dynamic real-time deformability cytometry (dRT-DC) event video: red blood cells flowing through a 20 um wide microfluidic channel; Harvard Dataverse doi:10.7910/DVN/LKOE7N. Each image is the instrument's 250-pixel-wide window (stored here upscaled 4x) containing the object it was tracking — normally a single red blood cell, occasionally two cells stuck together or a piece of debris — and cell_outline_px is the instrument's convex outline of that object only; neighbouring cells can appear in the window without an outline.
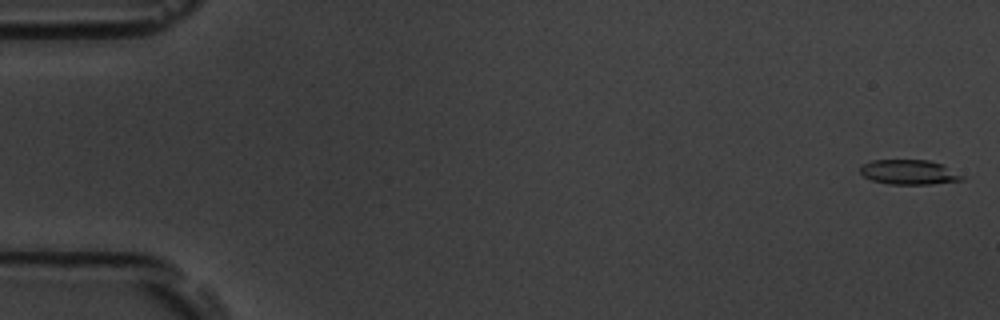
{"species": "common noctule bat (a hibernating species)", "species_latin": "Nyctalus noctula", "temperature_condition": "room temperature", "stored_images_in_passage": 56, "camera_frame_rate_fps": 3000, "um_per_image_px": 0.085, "animal": {"sex": "male", "body_mass_g": 19.5, "forearm_length_mm": 54.6}, "frame": {"image": 1, "passage_image": 1, "time_ms": 0.0, "image_size_px": [1000, 320], "cell_outline_px": [[964, 180], [932, 184], [888, 184], [872, 180], [864, 176], [860, 172], [860, 168], [864, 164], [872, 160], [928, 160], [944, 164], [964, 176]], "centroid_in_image_um": [77.31, 14.63], "position_along_channel_um": 7.7, "area_um2": 14.74}}
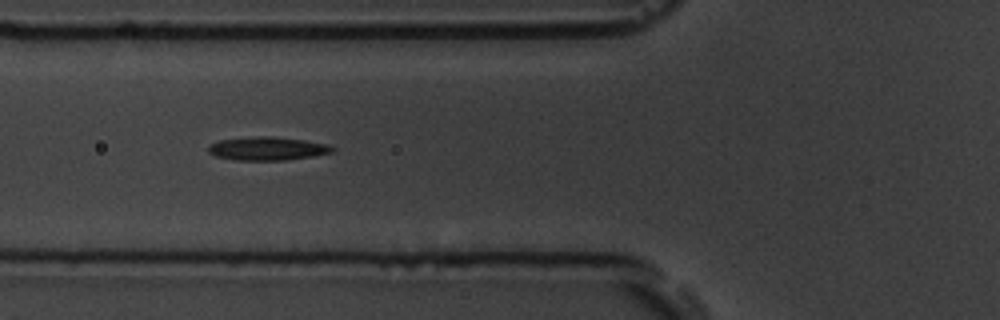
{"frame": {"image": 2, "passage_image": 21, "time_ms": 6.667, "image_size_px": [1000, 320], "cell_outline_px": [[336, 148], [332, 152], [312, 156], [284, 160], [236, 160], [216, 156], [208, 152], [208, 144], [220, 140], [256, 136], [272, 136], [304, 140], [328, 144]], "centroid_in_image_um": [22.72, 12.62], "position_along_channel_um": 103.1, "area_um2": 16.88}}
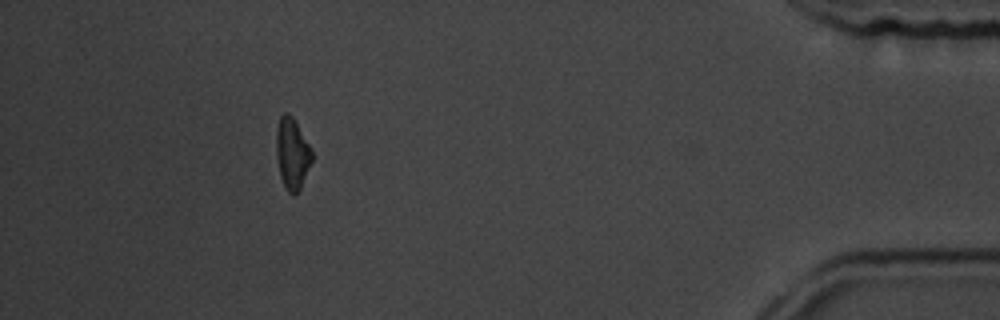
{"frame": {"image": 3, "passage_image": 51, "time_ms": 16.667, "image_size_px": [1000, 320], "cell_outline_px": [[312, 160], [300, 188], [292, 196], [284, 188], [280, 176], [276, 156], [276, 128], [280, 116], [284, 112], [288, 112], [292, 116], [308, 144], [312, 152]], "centroid_in_image_um": [24.8, 13.05], "position_along_channel_um": 410.4, "area_um2": 14.68}}